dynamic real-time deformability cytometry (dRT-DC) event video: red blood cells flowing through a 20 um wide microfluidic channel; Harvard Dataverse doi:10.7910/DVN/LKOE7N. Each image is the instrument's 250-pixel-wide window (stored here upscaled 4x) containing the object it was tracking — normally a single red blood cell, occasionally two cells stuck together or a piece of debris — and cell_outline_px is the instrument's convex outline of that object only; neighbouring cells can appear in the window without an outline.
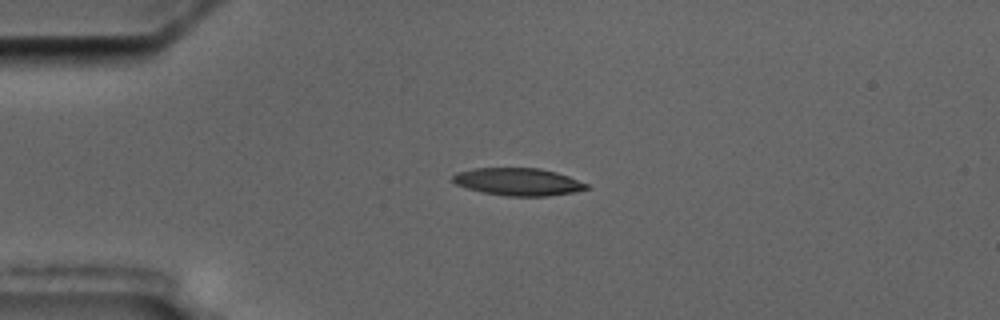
{"species": "common noctule bat (a hibernating species)", "species_latin": "Nyctalus noctula", "temperature_condition": "cold", "stored_images_in_passage": 3, "camera_frame_rate_fps": 3000, "um_per_image_px": 0.085, "animal": {"sex": "male", "body_mass_g": 17.5, "forearm_length_mm": 52.3}, "frame": {"image": 1, "passage_image": 2, "time_ms": 1.333, "image_size_px": [1000, 320], "cell_outline_px": [[588, 188], [576, 192], [548, 196], [504, 196], [484, 192], [468, 188], [456, 184], [452, 180], [452, 176], [456, 172], [472, 168], [540, 168], [556, 172], [568, 176], [588, 184]], "centroid_in_image_um": [44.04, 15.45], "position_along_channel_um": 41.0, "area_um2": 21.44}}